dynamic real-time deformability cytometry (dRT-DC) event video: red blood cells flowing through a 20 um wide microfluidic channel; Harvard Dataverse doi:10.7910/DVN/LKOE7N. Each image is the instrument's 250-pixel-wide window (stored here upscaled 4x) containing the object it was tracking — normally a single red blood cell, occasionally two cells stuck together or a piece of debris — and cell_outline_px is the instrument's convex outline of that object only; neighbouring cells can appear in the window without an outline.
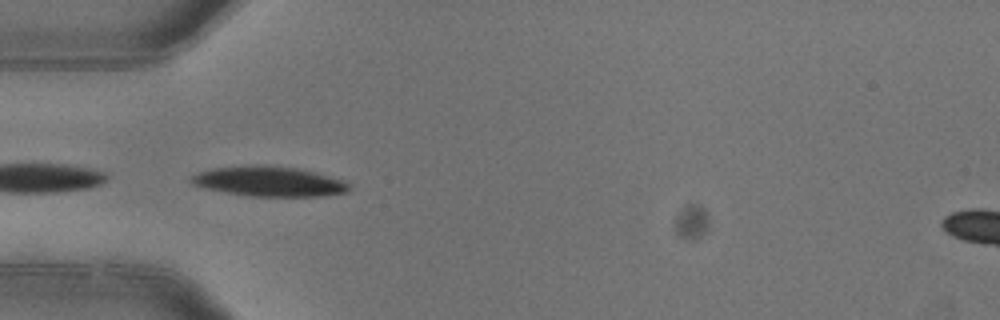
{"species": "common noctule bat (a hibernating species)", "species_latin": "Nyctalus noctula", "temperature_condition": "warm", "stored_images_in_passage": 4, "camera_frame_rate_fps": 3000, "um_per_image_px": 0.085, "animal": {"sex": "female"}, "frame": {"image": 1, "passage_image": 2, "time_ms": 0.333, "image_size_px": [1000, 320], "cell_outline_px": [[348, 192], [324, 196], [248, 196], [208, 188], [192, 184], [192, 176], [200, 172], [212, 168], [252, 164], [264, 164], [296, 168], [344, 180], [348, 184]], "centroid_in_image_um": [22.89, 15.41], "position_along_channel_um": 62.1, "area_um2": 27.28}}